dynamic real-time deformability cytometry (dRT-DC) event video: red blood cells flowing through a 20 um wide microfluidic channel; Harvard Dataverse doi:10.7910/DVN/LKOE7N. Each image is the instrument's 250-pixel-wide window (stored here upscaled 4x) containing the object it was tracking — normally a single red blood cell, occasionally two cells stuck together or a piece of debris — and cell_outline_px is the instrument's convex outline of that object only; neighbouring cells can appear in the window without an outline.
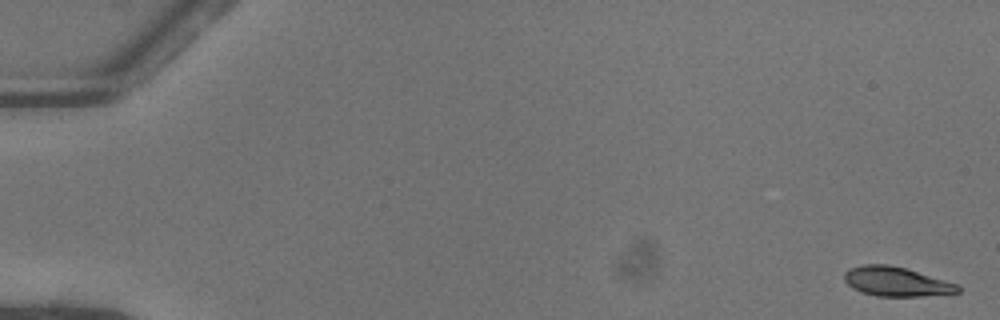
{"species": "common noctule bat (a hibernating species)", "species_latin": "Nyctalus noctula", "temperature_condition": "warm", "stored_images_in_passage": 54, "camera_frame_rate_fps": 3000, "um_per_image_px": 0.085, "animal": {"sex": "female"}, "frame": {"image": 1, "passage_image": 1, "time_ms": 0.0, "image_size_px": [1000, 320], "cell_outline_px": [[960, 292], [920, 296], [876, 296], [860, 292], [852, 288], [844, 280], [844, 272], [848, 268], [864, 264], [888, 264], [904, 268], [956, 284], [960, 288]], "centroid_in_image_um": [76.1, 23.93], "position_along_channel_um": 8.9, "area_um2": 19.19}}
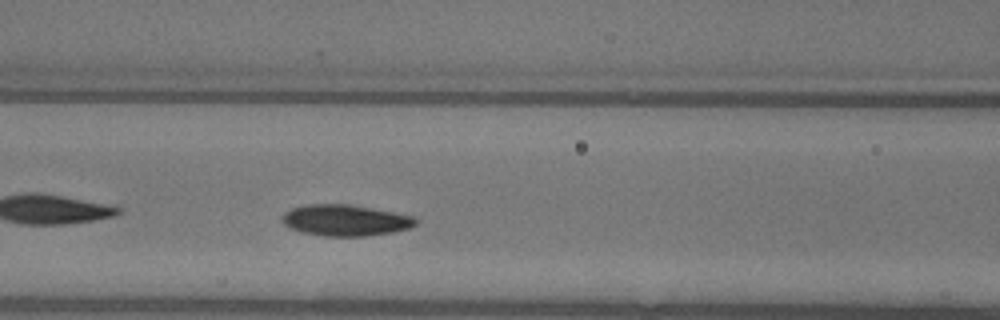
{"frame": {"image": 2, "passage_image": 25, "time_ms": 8.0, "image_size_px": [1000, 320], "cell_outline_px": [[416, 224], [408, 228], [392, 232], [368, 236], [324, 236], [304, 232], [288, 228], [280, 220], [284, 212], [292, 208], [308, 204], [348, 204], [372, 208], [412, 216], [416, 220]], "centroid_in_image_um": [29.3, 18.72], "position_along_channel_um": 137.3, "area_um2": 24.16}}
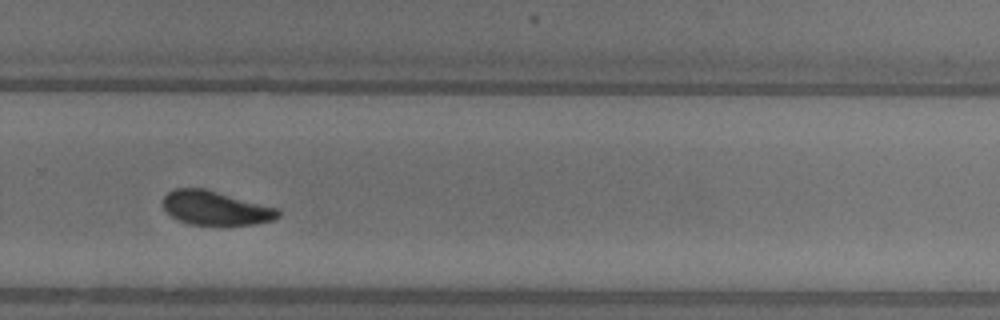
{"frame": {"image": 3, "passage_image": 38, "time_ms": 12.333, "image_size_px": [1000, 320], "cell_outline_px": [[280, 216], [272, 220], [256, 224], [188, 224], [172, 216], [164, 208], [160, 200], [168, 192], [176, 188], [204, 188], [280, 208]], "centroid_in_image_um": [18.33, 17.67], "position_along_channel_um": 311.5, "area_um2": 22.83}, "authors_computed_cell_mechanics": {"area_um2": 23.0044, "velocity_mm_per_s": 4.0381, "shape_relaxation_time_tau1_ms": 3.2105, "shape_relaxation_time_tau2_ms": 4.4213, "deformation_change_tau1": 0.135, "deformation_change_tau2": 0.0747}}